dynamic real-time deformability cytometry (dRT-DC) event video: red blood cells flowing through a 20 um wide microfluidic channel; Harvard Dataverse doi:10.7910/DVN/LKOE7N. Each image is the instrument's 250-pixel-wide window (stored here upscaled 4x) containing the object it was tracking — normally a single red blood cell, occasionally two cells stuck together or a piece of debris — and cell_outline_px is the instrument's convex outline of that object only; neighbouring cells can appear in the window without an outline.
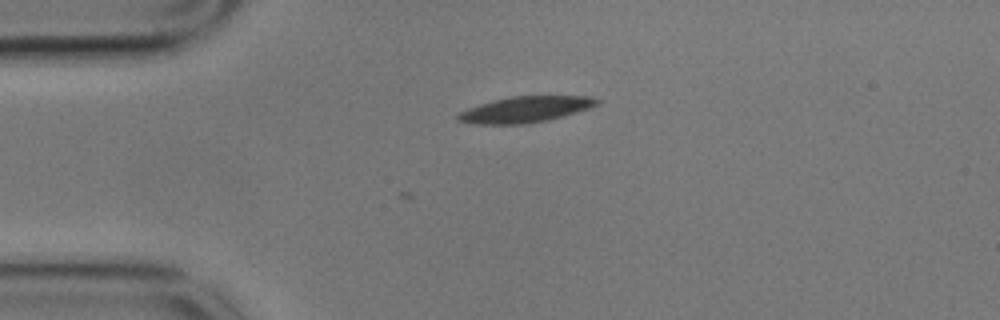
{"species": "common noctule bat (a hibernating species)", "species_latin": "Nyctalus noctula", "temperature_condition": "cold", "stored_images_in_passage": 3, "camera_frame_rate_fps": 3000, "um_per_image_px": 0.085, "animal": {"sex": "male", "body_mass_g": 17.9}, "frame": {"image": 1, "passage_image": 1, "time_ms": 0.0, "image_size_px": [1000, 320], "cell_outline_px": [[600, 104], [576, 112], [548, 120], [528, 124], [472, 124], [456, 120], [456, 116], [460, 112], [468, 108], [480, 104], [512, 96], [592, 96], [600, 100]], "centroid_in_image_um": [44.66, 9.31], "position_along_channel_um": 40.3, "area_um2": 20.98}}